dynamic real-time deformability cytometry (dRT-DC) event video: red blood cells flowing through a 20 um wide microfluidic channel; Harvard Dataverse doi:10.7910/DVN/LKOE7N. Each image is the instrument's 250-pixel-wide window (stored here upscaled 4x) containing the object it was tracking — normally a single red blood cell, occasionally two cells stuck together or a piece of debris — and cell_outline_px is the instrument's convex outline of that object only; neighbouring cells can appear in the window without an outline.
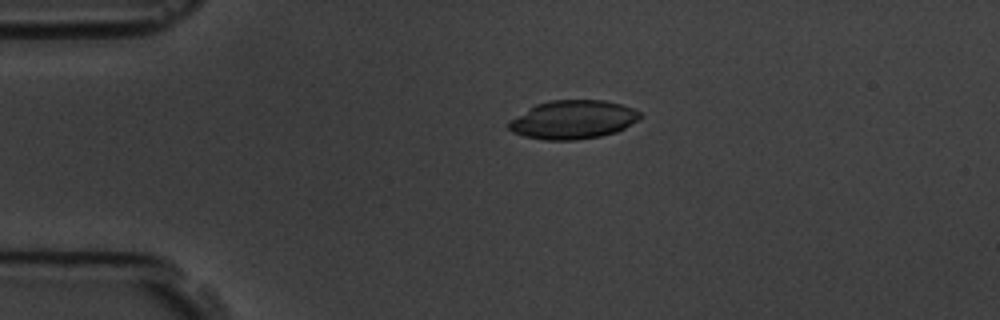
{"species": "common noctule bat (a hibernating species)", "species_latin": "Nyctalus noctula", "temperature_condition": "room temperature", "stored_images_in_passage": 4, "camera_frame_rate_fps": 3000, "um_per_image_px": 0.085, "animal": {"sex": "male", "body_mass_g": 19.5, "forearm_length_mm": 54.6}, "frame": {"image": 1, "passage_image": 3, "time_ms": 2.333, "image_size_px": [1000, 320], "cell_outline_px": [[640, 116], [636, 120], [624, 128], [616, 132], [600, 136], [576, 140], [544, 140], [524, 136], [512, 132], [508, 128], [508, 120], [536, 104], [548, 100], [604, 100], [620, 104], [632, 108], [640, 112]], "centroid_in_image_um": [48.65, 10.17], "position_along_channel_um": 36.4, "area_um2": 29.48}}